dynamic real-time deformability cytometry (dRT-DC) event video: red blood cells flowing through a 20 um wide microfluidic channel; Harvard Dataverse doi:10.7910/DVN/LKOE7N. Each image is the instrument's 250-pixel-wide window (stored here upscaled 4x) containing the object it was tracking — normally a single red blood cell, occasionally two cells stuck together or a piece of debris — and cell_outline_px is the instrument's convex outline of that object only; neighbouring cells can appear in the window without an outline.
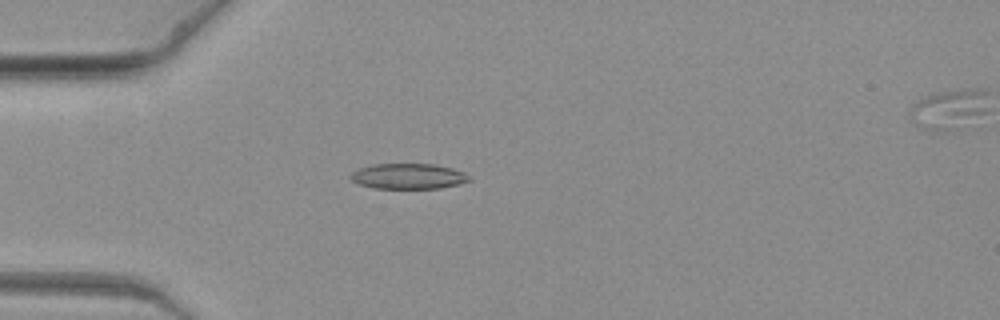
{"species": "common noctule bat (a hibernating species)", "species_latin": "Nyctalus noctula", "temperature_condition": "warm", "stored_images_in_passage": 7, "camera_frame_rate_fps": 3000, "um_per_image_px": 0.085, "animal": {"sex": "female", "body_mass_g": 19.3, "forearm_length_mm": 54.1}, "frame": {"image": 1, "passage_image": 6, "time_ms": 1.667, "image_size_px": [1000, 320], "cell_outline_px": [[472, 180], [460, 184], [440, 188], [372, 188], [356, 184], [348, 176], [356, 168], [372, 164], [436, 164], [452, 168], [464, 172]], "centroid_in_image_um": [34.66, 14.98], "position_along_channel_um": 50.3, "area_um2": 17.86}}